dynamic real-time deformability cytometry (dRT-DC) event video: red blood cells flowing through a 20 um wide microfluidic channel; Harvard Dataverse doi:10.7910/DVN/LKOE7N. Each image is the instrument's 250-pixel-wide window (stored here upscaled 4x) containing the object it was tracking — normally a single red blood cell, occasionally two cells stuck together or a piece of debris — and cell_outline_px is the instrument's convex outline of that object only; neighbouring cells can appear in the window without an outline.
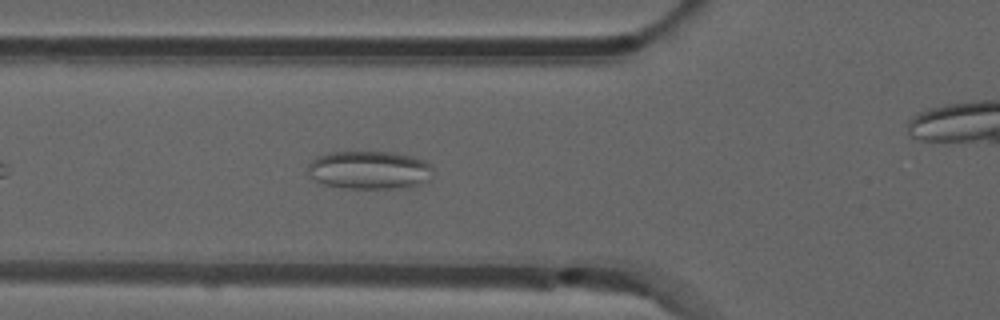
{"species": "common noctule bat (a hibernating species)", "species_latin": "Nyctalus noctula", "temperature_condition": "room temperature", "stored_images_in_passage": 12, "camera_frame_rate_fps": 3000, "um_per_image_px": 0.085, "animal": {"sex": "male", "forearm_length_mm": 52.5}, "frame": {"image": 1, "passage_image": 6, "time_ms": 1.667, "image_size_px": [1000, 320], "cell_outline_px": [[432, 168], [428, 180], [420, 184], [404, 188], [344, 188], [324, 184], [316, 180], [308, 172], [308, 164], [316, 156], [328, 152], [392, 152], [412, 156], [424, 160], [432, 164]], "centroid_in_image_um": [31.4, 14.44], "position_along_channel_um": 94.4, "area_um2": 27.92}}